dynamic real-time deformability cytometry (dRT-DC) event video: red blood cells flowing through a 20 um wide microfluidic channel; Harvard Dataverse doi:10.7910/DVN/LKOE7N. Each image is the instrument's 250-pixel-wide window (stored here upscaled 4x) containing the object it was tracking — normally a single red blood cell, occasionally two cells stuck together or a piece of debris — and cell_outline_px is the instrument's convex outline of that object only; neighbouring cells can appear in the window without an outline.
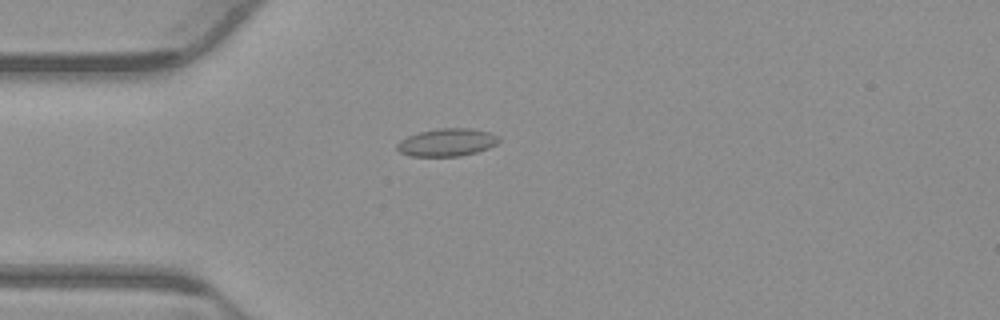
{"species": "common noctule bat (a hibernating species)", "species_latin": "Nyctalus noctula", "temperature_condition": "warm", "stored_images_in_passage": 40, "camera_frame_rate_fps": 3000, "um_per_image_px": 0.085, "animal": {"sex": "male", "body_mass_g": 23.1, "forearm_length_mm": 52.7}, "frame": {"image": 1, "passage_image": 1, "time_ms": 0.0, "image_size_px": [1000, 320], "cell_outline_px": [[500, 140], [496, 144], [488, 148], [476, 152], [460, 156], [408, 156], [400, 152], [396, 148], [396, 144], [400, 140], [408, 136], [420, 132], [436, 128], [472, 128], [488, 132], [500, 136]], "centroid_in_image_um": [37.99, 12.1], "position_along_channel_um": 47.0, "area_um2": 16.53}}
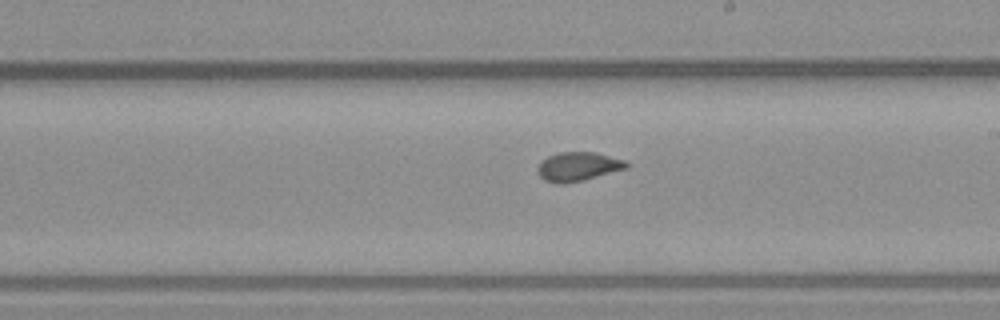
{"frame": {"image": 2, "passage_image": 17, "time_ms": 5.333, "image_size_px": [1000, 320], "cell_outline_px": [[628, 168], [584, 180], [544, 180], [536, 172], [536, 168], [540, 160], [548, 156], [560, 152], [596, 152], [624, 160], [628, 164]], "centroid_in_image_um": [49.15, 14.1], "position_along_channel_um": 239.9, "area_um2": 14.51}}
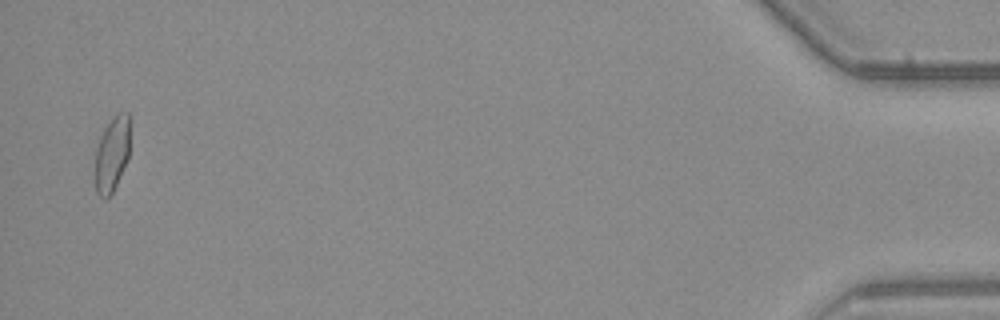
{"frame": {"image": 3, "passage_image": 39, "time_ms": 12.667, "image_size_px": [1000, 320], "cell_outline_px": [[128, 160], [108, 200], [104, 200], [96, 192], [96, 148], [100, 136], [104, 128], [120, 112], [128, 112]], "centroid_in_image_um": [9.5, 13.16], "position_along_channel_um": 425.7, "area_um2": 14.85}, "authors_computed_cell_mechanics": {"area_um2": 15.028, "velocity_mm_per_s": 3.8506, "shape_relaxation_time_tau1_ms": null, "shape_relaxation_time_tau2_ms": 0.5025, "deformation_change_tau1": null, "deformation_change_tau2": 0.0522}}